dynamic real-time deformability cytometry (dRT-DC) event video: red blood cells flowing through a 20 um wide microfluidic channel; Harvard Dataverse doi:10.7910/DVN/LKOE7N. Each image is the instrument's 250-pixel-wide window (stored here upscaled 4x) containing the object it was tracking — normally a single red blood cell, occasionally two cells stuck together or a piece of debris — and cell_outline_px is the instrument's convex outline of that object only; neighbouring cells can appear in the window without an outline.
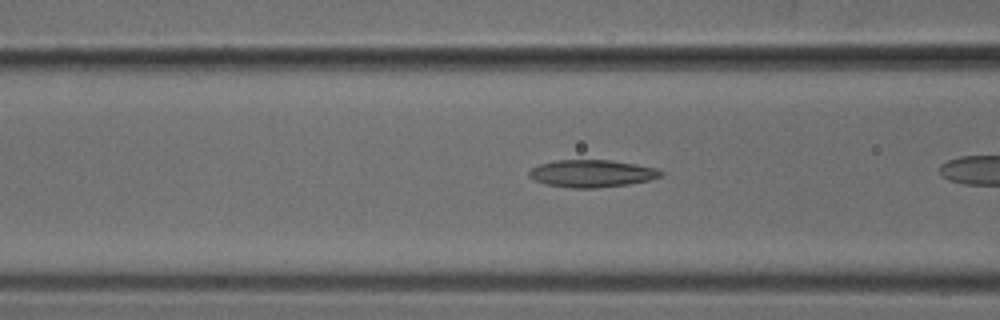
{"species": "common noctule bat (a hibernating species)", "species_latin": "Nyctalus noctula", "temperature_condition": "cold", "stored_images_in_passage": 22, "camera_frame_rate_fps": 3000, "um_per_image_px": 0.085, "animal": {"sex": "male", "body_mass_g": 18.8}, "frame": {"image": 1, "passage_image": 7, "time_ms": 2.0, "image_size_px": [1000, 320], "cell_outline_px": [[664, 172], [660, 176], [652, 180], [628, 184], [596, 188], [572, 188], [548, 184], [536, 180], [528, 176], [528, 172], [532, 168], [540, 164], [556, 160], [608, 160], [636, 164], [656, 168]], "centroid_in_image_um": [50.33, 14.74], "position_along_channel_um": 116.3, "area_um2": 20.87}}
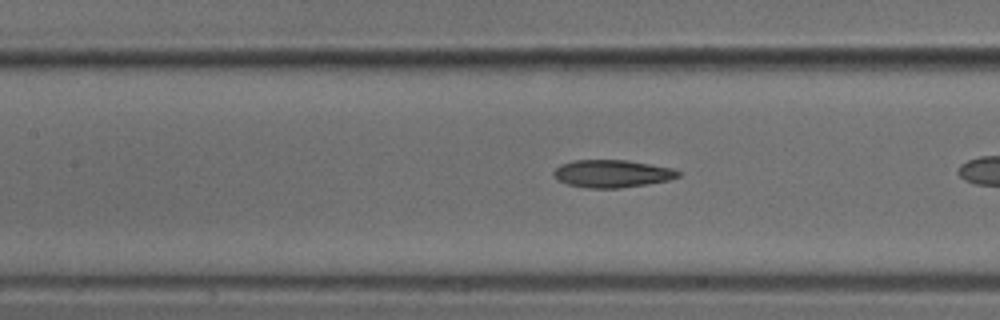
{"frame": {"image": 2, "passage_image": 10, "time_ms": 3.0, "image_size_px": [1000, 320], "cell_outline_px": [[680, 176], [668, 180], [648, 184], [620, 188], [588, 188], [568, 184], [556, 180], [552, 176], [552, 172], [560, 164], [572, 160], [624, 160], [672, 168], [680, 172]], "centroid_in_image_um": [51.97, 14.76], "position_along_channel_um": 155.4, "area_um2": 20.06}}